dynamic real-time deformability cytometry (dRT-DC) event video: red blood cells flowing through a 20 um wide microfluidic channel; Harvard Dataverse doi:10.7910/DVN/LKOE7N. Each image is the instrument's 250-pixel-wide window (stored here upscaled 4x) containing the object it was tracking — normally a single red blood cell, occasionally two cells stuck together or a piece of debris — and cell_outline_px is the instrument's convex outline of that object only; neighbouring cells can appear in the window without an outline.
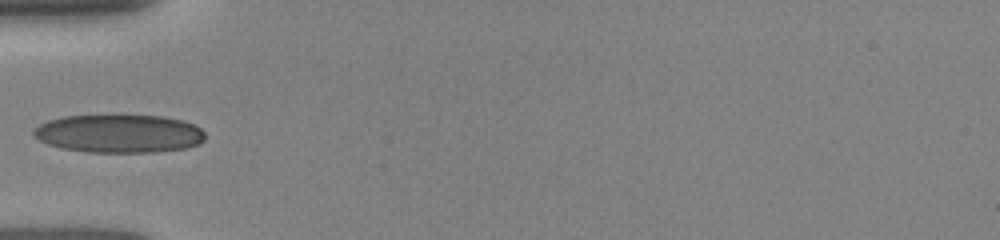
{"species": "human", "species_latin": "Homo sapiens", "temperature_condition": "room temperature", "stored_images_in_passage": 37, "camera_frame_rate_fps": 3000, "um_per_image_px": 0.085, "donor": {"sex": "female"}, "frame": {"image": 1, "passage_image": 1, "time_ms": 0.0, "image_size_px": [1000, 240], "cell_outline_px": [[204, 140], [196, 144], [184, 148], [152, 152], [88, 152], [60, 148], [48, 144], [40, 140], [32, 132], [40, 124], [48, 120], [64, 116], [112, 112], [164, 116], [184, 120], [200, 128], [204, 132]], "centroid_in_image_um": [10.1, 11.3], "position_along_channel_um": 74.9, "area_um2": 39.3}}
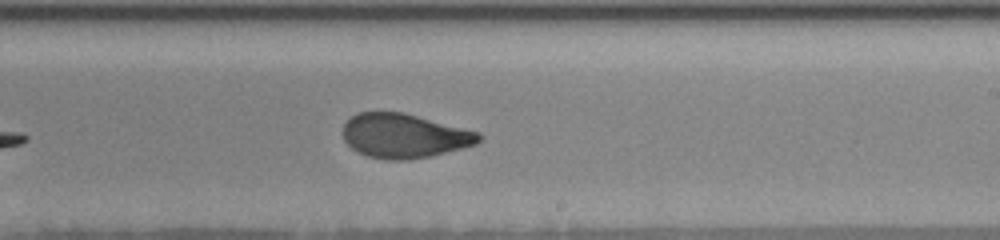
{"frame": {"image": 2, "passage_image": 15, "time_ms": 4.333, "image_size_px": [1000, 240], "cell_outline_px": [[484, 136], [476, 144], [432, 156], [408, 160], [384, 160], [368, 156], [356, 152], [344, 140], [344, 124], [356, 112], [404, 112], [480, 132]], "centroid_in_image_um": [34.38, 11.55], "position_along_channel_um": 254.6, "area_um2": 35.26}}
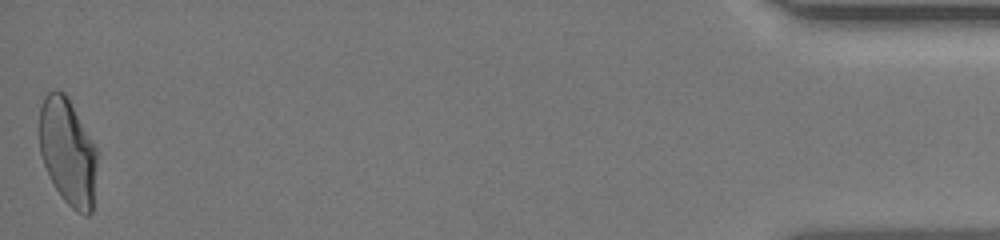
{"frame": {"image": 3, "passage_image": 37, "time_ms": 10.667, "image_size_px": [1000, 240], "cell_outline_px": [[96, 164], [92, 212], [88, 216], [84, 216], [76, 212], [60, 196], [44, 164], [40, 152], [40, 108], [44, 96], [48, 92], [64, 92], [96, 148]], "centroid_in_image_um": [5.76, 12.95], "position_along_channel_um": 429.4, "area_um2": 35.14}}